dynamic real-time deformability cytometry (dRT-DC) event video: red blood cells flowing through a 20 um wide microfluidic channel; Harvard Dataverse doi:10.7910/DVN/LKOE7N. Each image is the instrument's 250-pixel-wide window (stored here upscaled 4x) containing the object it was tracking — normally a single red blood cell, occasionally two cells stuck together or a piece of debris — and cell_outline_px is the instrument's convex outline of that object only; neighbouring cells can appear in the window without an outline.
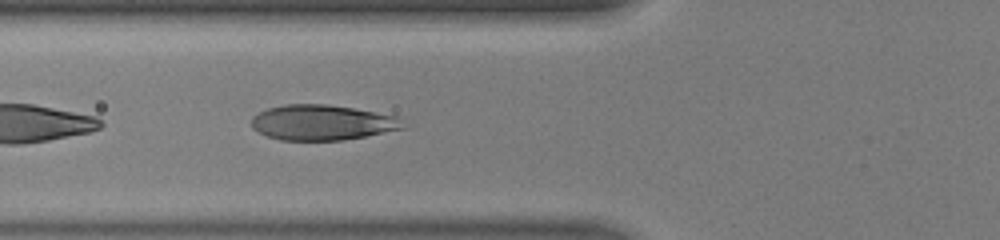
{"species": "human", "species_latin": "Homo sapiens", "temperature_condition": "warm", "stored_images_in_passage": 46, "camera_frame_rate_fps": 3000, "um_per_image_px": 0.085, "donor": {"sex": "male"}, "frame": {"image": 1, "passage_image": 18, "time_ms": 5.667, "image_size_px": [1000, 240], "cell_outline_px": [[404, 128], [344, 140], [280, 140], [268, 136], [252, 128], [252, 116], [268, 108], [284, 104], [328, 104], [352, 108], [396, 116]], "centroid_in_image_um": [27.32, 10.41], "position_along_channel_um": 98.5, "area_um2": 30.75}}
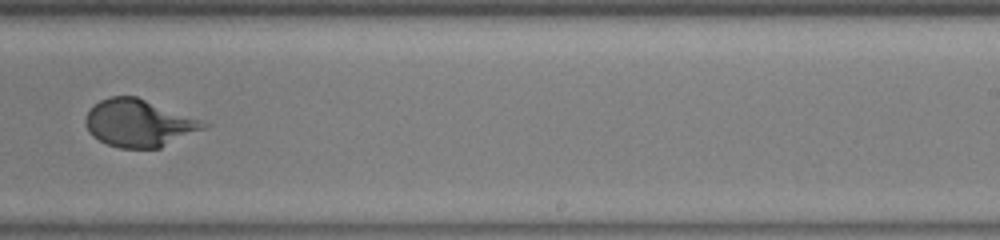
{"frame": {"image": 2, "passage_image": 30, "time_ms": 9.667, "image_size_px": [1000, 240], "cell_outline_px": [[212, 124], [204, 128], [160, 148], [120, 148], [108, 144], [92, 136], [88, 132], [84, 124], [84, 120], [88, 108], [100, 100], [108, 96], [136, 96], [204, 120]], "centroid_in_image_um": [11.78, 10.45], "position_along_channel_um": 277.2, "area_um2": 32.83}}
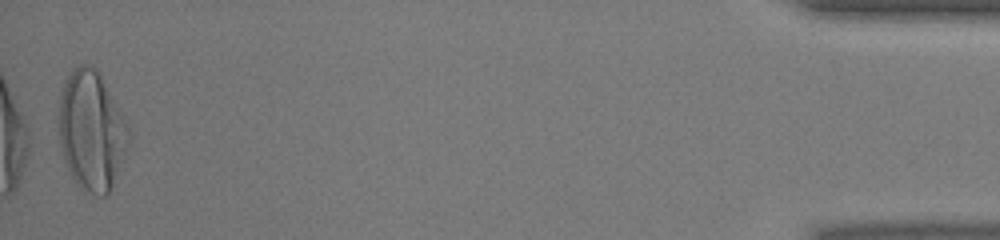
{"frame": {"image": 3, "passage_image": 46, "time_ms": 15.0, "image_size_px": [1000, 240], "cell_outline_px": [[132, 136], [128, 148], [112, 188], [104, 196], [96, 196], [84, 192], [80, 188], [72, 176], [64, 160], [60, 144], [60, 96], [64, 80], [72, 68], [80, 64], [84, 64], [96, 68], [128, 124]], "centroid_in_image_um": [7.8, 11.13], "position_along_channel_um": 427.4, "area_um2": 48.73}}